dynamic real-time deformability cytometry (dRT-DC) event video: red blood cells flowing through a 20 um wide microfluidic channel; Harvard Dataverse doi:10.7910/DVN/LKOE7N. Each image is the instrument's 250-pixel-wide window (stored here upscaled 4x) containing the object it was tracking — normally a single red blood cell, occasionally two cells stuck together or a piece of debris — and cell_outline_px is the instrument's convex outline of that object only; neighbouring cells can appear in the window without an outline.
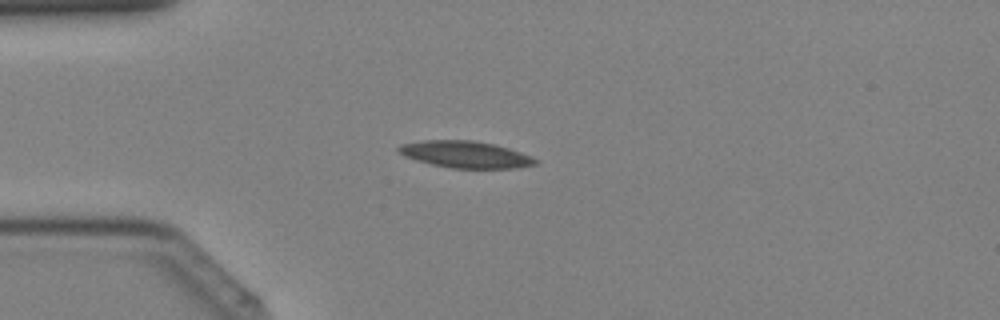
{"species": "Egyptian fruit bat (a non-hibernating species)", "species_latin": "Rousettus aegyptiacus", "temperature_condition": "cold", "stored_images_in_passage": 40, "camera_frame_rate_fps": 3000, "um_per_image_px": 0.085, "animal": {"sex": "female"}, "frame": {"image": 1, "passage_image": 10, "time_ms": 3.0, "image_size_px": [1000, 320], "cell_outline_px": [[540, 160], [536, 164], [516, 168], [452, 168], [432, 164], [416, 160], [404, 156], [396, 148], [400, 144], [424, 140], [472, 140], [496, 144], [532, 156]], "centroid_in_image_um": [39.58, 13.12], "position_along_channel_um": 45.4, "area_um2": 21.39}}
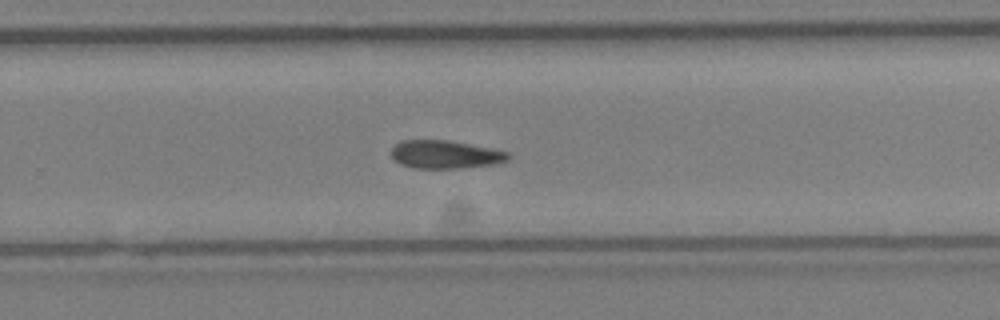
{"frame": {"image": 2, "passage_image": 26, "time_ms": 8.333, "image_size_px": [1000, 320], "cell_outline_px": [[512, 156], [508, 160], [500, 164], [460, 168], [412, 168], [400, 164], [392, 156], [392, 148], [400, 140], [448, 140], [508, 152]], "centroid_in_image_um": [37.87, 13.14], "position_along_channel_um": 291.9, "area_um2": 19.19}}
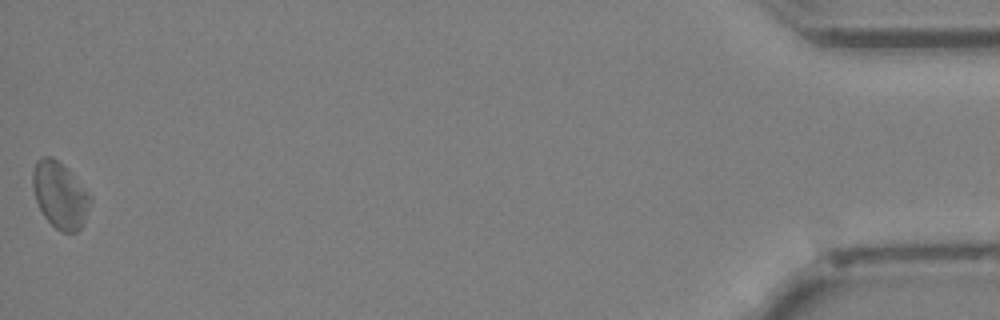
{"frame": {"image": 3, "passage_image": 40, "time_ms": 13.0, "image_size_px": [1000, 320], "cell_outline_px": [[92, 200], [84, 220], [80, 228], [76, 232], [60, 232], [44, 216], [36, 200], [32, 184], [32, 172], [36, 160], [40, 156], [52, 156], [68, 168], [92, 196]], "centroid_in_image_um": [5.1, 16.54], "position_along_channel_um": 430.1, "area_um2": 22.37}}